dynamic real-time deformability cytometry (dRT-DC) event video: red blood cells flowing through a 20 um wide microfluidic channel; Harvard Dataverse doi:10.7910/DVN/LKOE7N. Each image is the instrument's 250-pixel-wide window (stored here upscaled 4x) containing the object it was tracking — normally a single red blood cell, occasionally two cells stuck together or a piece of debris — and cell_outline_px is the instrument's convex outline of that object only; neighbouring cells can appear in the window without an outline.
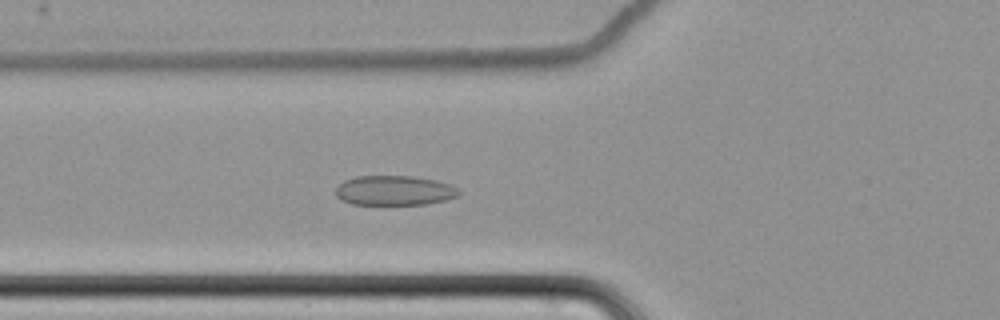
{"species": "common noctule bat (a hibernating species)", "species_latin": "Nyctalus noctula", "temperature_condition": "cold", "stored_images_in_passage": 42, "camera_frame_rate_fps": 3000, "um_per_image_px": 0.085, "animal": {"sex": "female", "body_mass_g": 22.7, "forearm_length_mm": 54.2}, "frame": {"image": 1, "passage_image": 5, "time_ms": 1.333, "image_size_px": [1000, 320], "cell_outline_px": [[460, 196], [444, 200], [424, 204], [352, 204], [340, 200], [336, 196], [336, 188], [344, 180], [356, 176], [412, 176], [436, 180], [460, 188]], "centroid_in_image_um": [33.53, 16.19], "position_along_channel_um": 92.3, "area_um2": 21.39}}
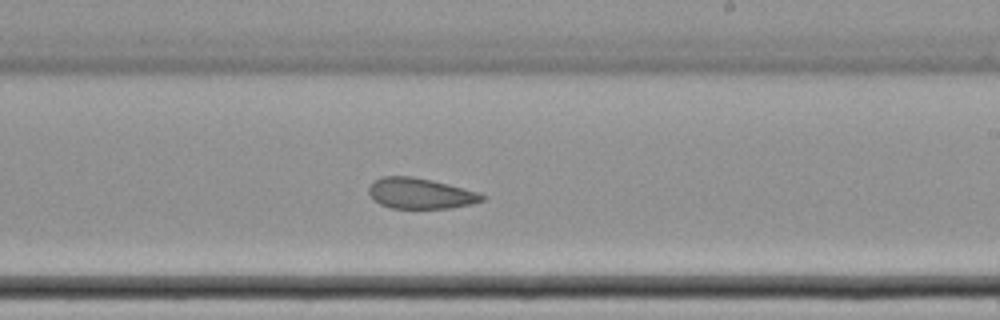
{"frame": {"image": 2, "passage_image": 19, "time_ms": 6.0, "image_size_px": [1000, 320], "cell_outline_px": [[488, 196], [484, 200], [472, 204], [448, 208], [392, 208], [380, 204], [372, 200], [368, 192], [368, 188], [372, 180], [380, 176], [412, 176], [432, 180], [448, 184], [476, 192]], "centroid_in_image_um": [35.68, 16.43], "position_along_channel_um": 253.3, "area_um2": 20.4}}
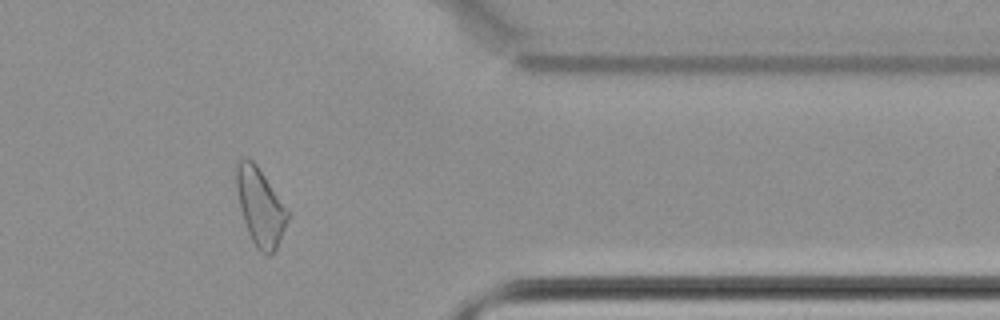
{"frame": {"image": 3, "passage_image": 32, "time_ms": 10.333, "image_size_px": [1000, 320], "cell_outline_px": [[288, 220], [276, 248], [268, 256], [256, 248], [248, 232], [244, 220], [236, 188], [236, 164], [240, 160], [248, 156], [256, 164], [288, 212]], "centroid_in_image_um": [22.09, 17.57], "position_along_channel_um": 389.3, "area_um2": 22.37}, "authors_computed_cell_mechanics": {"area_um2": 21.7617, "velocity_mm_per_s": 3.4533, "shape_relaxation_time_tau1_ms": null, "shape_relaxation_time_tau2_ms": 2.7759, "deformation_change_tau1": null, "deformation_change_tau2": 0.0885}}